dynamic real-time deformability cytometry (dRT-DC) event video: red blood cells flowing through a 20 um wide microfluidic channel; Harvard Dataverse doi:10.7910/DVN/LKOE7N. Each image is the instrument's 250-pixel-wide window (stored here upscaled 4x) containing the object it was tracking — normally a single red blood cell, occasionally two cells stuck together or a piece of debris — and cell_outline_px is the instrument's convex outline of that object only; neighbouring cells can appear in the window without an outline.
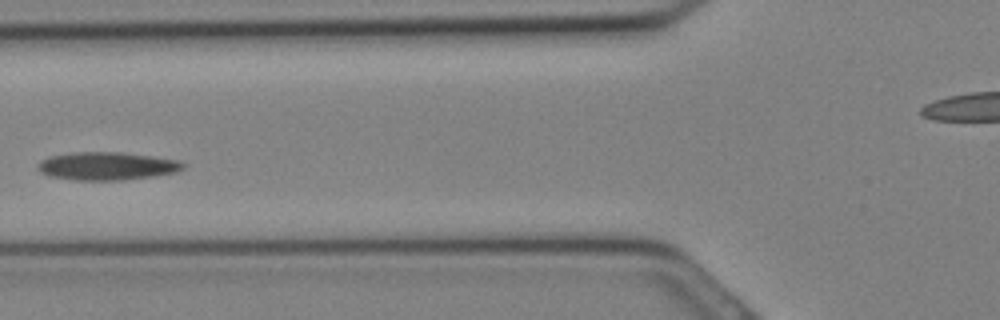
{"species": "Egyptian fruit bat (a non-hibernating species)", "species_latin": "Rousettus aegyptiacus", "temperature_condition": "cold", "stored_images_in_passage": 9, "camera_frame_rate_fps": 3000, "um_per_image_px": 0.085, "animal": {"sex": "female"}, "frame": {"image": 1, "passage_image": 6, "time_ms": 1.667, "image_size_px": [1000, 320], "cell_outline_px": [[188, 164], [184, 168], [176, 172], [152, 176], [124, 180], [72, 180], [48, 176], [40, 172], [36, 168], [36, 164], [40, 160], [48, 156], [72, 152], [120, 152], [152, 156], [180, 160]], "centroid_in_image_um": [9.06, 14.11], "position_along_channel_um": 116.7, "area_um2": 24.1}}
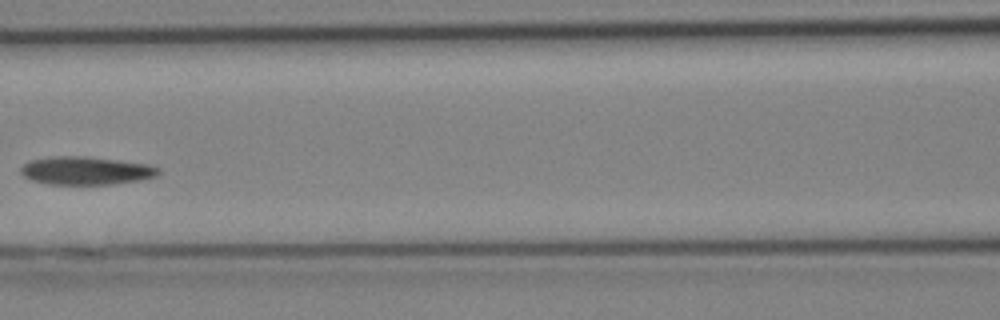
{"frame": {"image": 2, "passage_image": 8, "time_ms": 2.333, "image_size_px": [1000, 320], "cell_outline_px": [[160, 172], [156, 176], [140, 180], [112, 184], [48, 184], [32, 180], [24, 176], [20, 172], [20, 168], [28, 160], [52, 156], [84, 156], [148, 164], [160, 168]], "centroid_in_image_um": [7.28, 14.5], "position_along_channel_um": 159.3, "area_um2": 22.54}}